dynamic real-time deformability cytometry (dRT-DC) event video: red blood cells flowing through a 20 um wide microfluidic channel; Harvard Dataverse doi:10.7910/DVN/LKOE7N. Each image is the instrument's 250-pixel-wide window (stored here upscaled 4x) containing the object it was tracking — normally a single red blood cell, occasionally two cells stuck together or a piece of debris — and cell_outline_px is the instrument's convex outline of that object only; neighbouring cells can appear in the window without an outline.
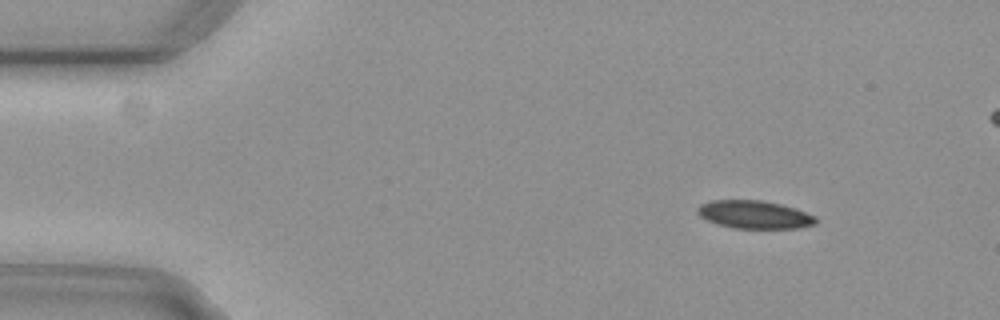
{"species": "common noctule bat (a hibernating species)", "species_latin": "Nyctalus noctula", "temperature_condition": "cold", "stored_images_in_passage": 53, "camera_frame_rate_fps": 3000, "um_per_image_px": 0.085, "animal": {"sex": "female", "body_mass_g": 29.2, "forearm_length_mm": 56.3}, "frame": {"image": 1, "passage_image": 6, "time_ms": 1.667, "image_size_px": [1000, 320], "cell_outline_px": [[816, 224], [796, 228], [732, 228], [716, 224], [700, 216], [696, 212], [696, 208], [700, 204], [712, 200], [760, 200], [780, 204], [816, 216]], "centroid_in_image_um": [64.07, 18.24], "position_along_channel_um": 20.9, "area_um2": 19.19}}
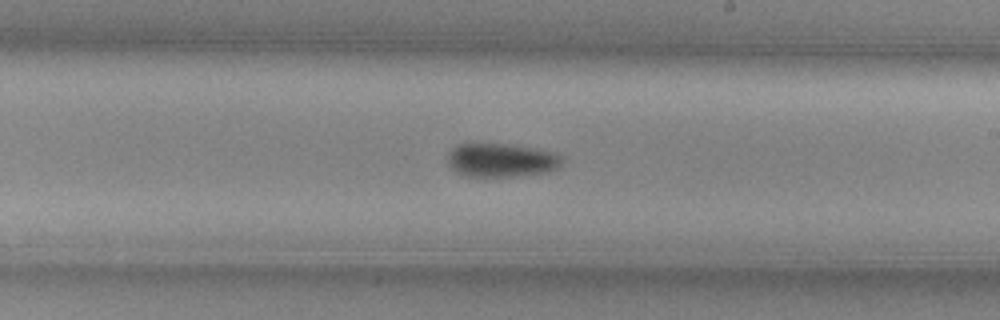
{"frame": {"image": 2, "passage_image": 31, "time_ms": 10.0, "image_size_px": [1000, 320], "cell_outline_px": [[564, 156], [560, 164], [556, 168], [548, 172], [516, 176], [464, 176], [456, 172], [448, 164], [448, 152], [456, 144], [508, 144], [540, 148]], "centroid_in_image_um": [42.61, 13.6], "position_along_channel_um": 246.4, "area_um2": 22.6}}
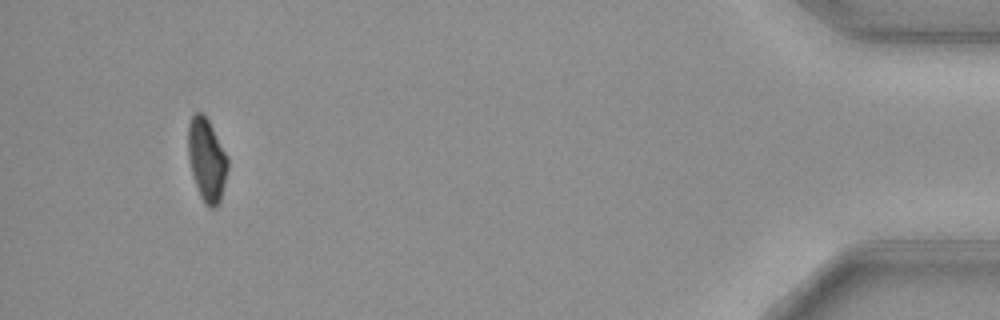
{"frame": {"image": 3, "passage_image": 51, "time_ms": 16.667, "image_size_px": [1000, 320], "cell_outline_px": [[228, 168], [220, 200], [216, 208], [208, 208], [204, 204], [200, 196], [188, 160], [188, 124], [192, 116], [196, 112], [200, 112], [208, 120], [228, 156]], "centroid_in_image_um": [17.57, 13.6], "position_along_channel_um": 417.6, "area_um2": 19.07}, "authors_computed_cell_mechanics": {"area_um2": 20.9814, "velocity_mm_per_s": 3.7252, "shape_relaxation_time_tau1_ms": 5.2461, "shape_relaxation_time_tau2_ms": null, "deformation_change_tau1": 0.1134, "deformation_change_tau2": null}}